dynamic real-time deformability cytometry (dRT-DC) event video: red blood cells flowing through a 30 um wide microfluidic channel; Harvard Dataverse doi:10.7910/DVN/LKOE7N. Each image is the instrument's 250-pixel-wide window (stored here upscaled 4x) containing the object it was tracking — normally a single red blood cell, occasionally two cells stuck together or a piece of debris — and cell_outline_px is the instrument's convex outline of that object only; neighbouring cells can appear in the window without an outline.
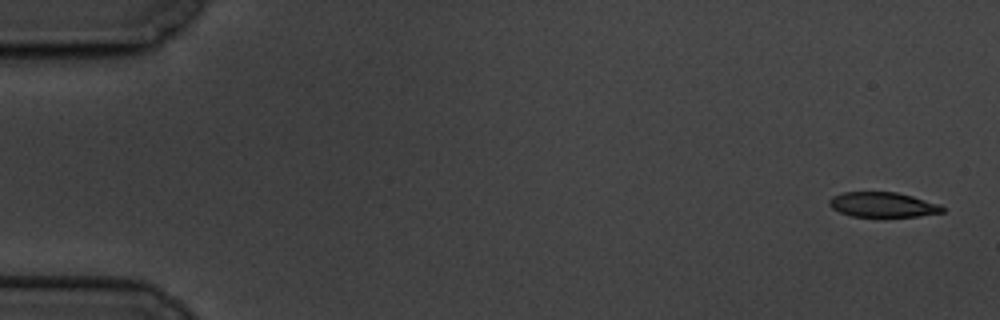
{"species": "common noctule bat (a hibernating species)", "species_latin": "Nyctalus noctula", "temperature_condition": "cold", "stored_images_in_passage": 7, "camera_frame_rate_fps": 3000, "um_per_image_px": 0.085, "animal": {"sex": "male", "body_mass_g": 19.5, "forearm_length_mm": 54.6}, "frame": {"image": 1, "passage_image": 1, "time_ms": 0.0, "image_size_px": [1000, 320], "cell_outline_px": [[944, 212], [920, 216], [852, 216], [840, 212], [832, 208], [828, 204], [828, 200], [832, 196], [844, 192], [896, 192], [912, 196], [940, 204], [944, 208]], "centroid_in_image_um": [75.03, 17.39], "position_along_channel_um": 10.0, "area_um2": 16.36}}
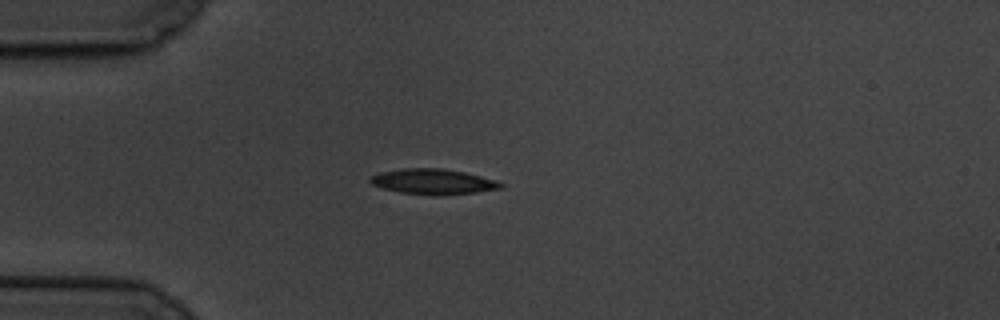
{"frame": {"image": 2, "passage_image": 5, "time_ms": 4.667, "image_size_px": [1000, 320], "cell_outline_px": [[504, 188], [476, 192], [440, 196], [436, 196], [400, 192], [384, 188], [372, 184], [368, 180], [368, 176], [380, 172], [404, 168], [440, 168], [464, 172], [496, 180], [504, 184]], "centroid_in_image_um": [36.81, 15.44], "position_along_channel_um": 48.2, "area_um2": 19.42}}
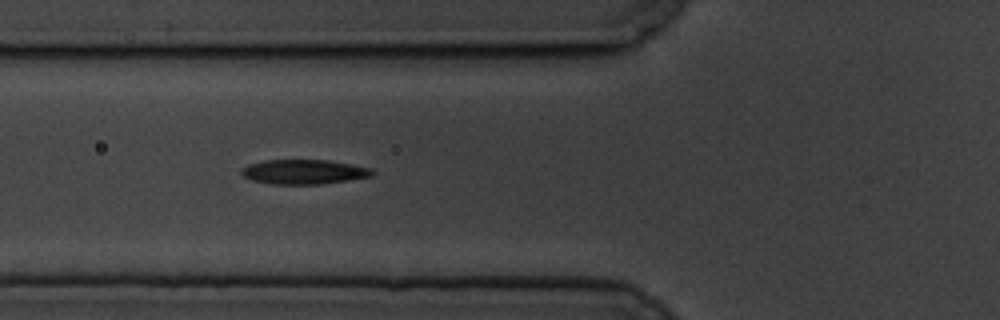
{"frame": {"image": 3, "passage_image": 7, "time_ms": 6.667, "image_size_px": [1000, 320], "cell_outline_px": [[376, 172], [372, 176], [324, 184], [272, 184], [252, 180], [244, 176], [240, 172], [248, 164], [264, 160], [328, 160], [372, 168]], "centroid_in_image_um": [25.86, 14.61], "position_along_channel_um": 99.9, "area_um2": 18.73}}